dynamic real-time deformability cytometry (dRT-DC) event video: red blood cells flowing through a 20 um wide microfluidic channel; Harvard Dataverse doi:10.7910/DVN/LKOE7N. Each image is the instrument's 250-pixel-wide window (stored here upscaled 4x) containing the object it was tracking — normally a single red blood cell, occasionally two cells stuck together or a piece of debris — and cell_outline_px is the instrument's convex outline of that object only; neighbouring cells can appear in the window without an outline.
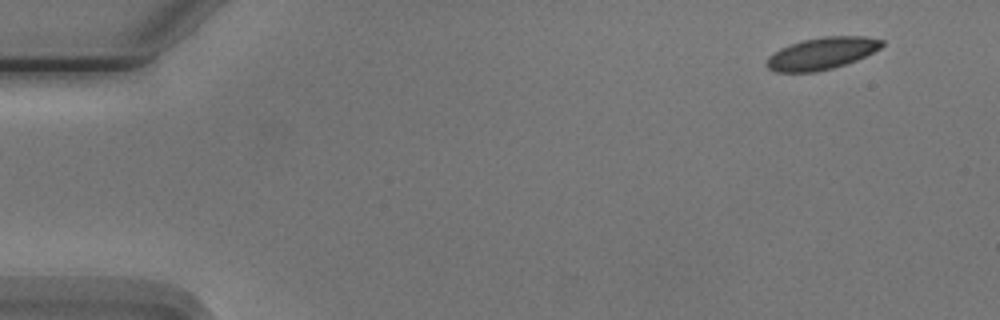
{"species": "Egyptian fruit bat (a non-hibernating species)", "species_latin": "Rousettus aegyptiacus", "temperature_condition": "cold", "stored_images_in_passage": 2, "camera_frame_rate_fps": 3000, "um_per_image_px": 0.085, "animal": {"sex": "male"}, "frame": {"image": 1, "passage_image": 2, "time_ms": 1.0, "image_size_px": [1000, 320], "cell_outline_px": [[884, 44], [880, 48], [856, 60], [832, 68], [816, 72], [776, 72], [768, 68], [764, 64], [768, 56], [780, 48], [800, 40], [824, 36], [864, 36], [884, 40]], "centroid_in_image_um": [69.81, 4.53], "position_along_channel_um": 15.2, "area_um2": 21.56}}